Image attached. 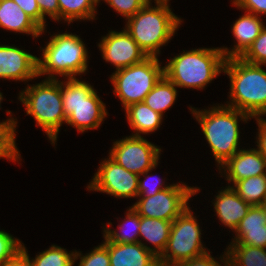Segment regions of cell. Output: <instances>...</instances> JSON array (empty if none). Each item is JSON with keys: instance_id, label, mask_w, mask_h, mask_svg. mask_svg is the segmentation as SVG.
Returning a JSON list of instances; mask_svg holds the SVG:
<instances>
[{"instance_id": "cell-43", "label": "cell", "mask_w": 266, "mask_h": 266, "mask_svg": "<svg viewBox=\"0 0 266 266\" xmlns=\"http://www.w3.org/2000/svg\"><path fill=\"white\" fill-rule=\"evenodd\" d=\"M3 100V97H2V93L0 92V104H1V101ZM1 108V106H0Z\"/></svg>"}, {"instance_id": "cell-27", "label": "cell", "mask_w": 266, "mask_h": 266, "mask_svg": "<svg viewBox=\"0 0 266 266\" xmlns=\"http://www.w3.org/2000/svg\"><path fill=\"white\" fill-rule=\"evenodd\" d=\"M130 225H129V224ZM111 223H108L107 227L104 228V235L103 237L106 238L109 242H114V243H137L139 241V226H140V215L132 208V206L129 208L126 218L124 219L123 223L121 225H118L120 232H116L115 230L110 229ZM133 226V230L129 231V233L125 232L124 226ZM109 226V227H108ZM127 228V227H125ZM131 229V228H130Z\"/></svg>"}, {"instance_id": "cell-3", "label": "cell", "mask_w": 266, "mask_h": 266, "mask_svg": "<svg viewBox=\"0 0 266 266\" xmlns=\"http://www.w3.org/2000/svg\"><path fill=\"white\" fill-rule=\"evenodd\" d=\"M154 3L156 7L148 2L127 19L125 29L147 56L158 57L159 48L170 41L182 20L171 11L168 2Z\"/></svg>"}, {"instance_id": "cell-20", "label": "cell", "mask_w": 266, "mask_h": 266, "mask_svg": "<svg viewBox=\"0 0 266 266\" xmlns=\"http://www.w3.org/2000/svg\"><path fill=\"white\" fill-rule=\"evenodd\" d=\"M0 27L33 38L44 32L13 0H0Z\"/></svg>"}, {"instance_id": "cell-35", "label": "cell", "mask_w": 266, "mask_h": 266, "mask_svg": "<svg viewBox=\"0 0 266 266\" xmlns=\"http://www.w3.org/2000/svg\"><path fill=\"white\" fill-rule=\"evenodd\" d=\"M42 29L45 30V17L41 14L37 0H13Z\"/></svg>"}, {"instance_id": "cell-23", "label": "cell", "mask_w": 266, "mask_h": 266, "mask_svg": "<svg viewBox=\"0 0 266 266\" xmlns=\"http://www.w3.org/2000/svg\"><path fill=\"white\" fill-rule=\"evenodd\" d=\"M221 262L223 266H266V248L230 244Z\"/></svg>"}, {"instance_id": "cell-9", "label": "cell", "mask_w": 266, "mask_h": 266, "mask_svg": "<svg viewBox=\"0 0 266 266\" xmlns=\"http://www.w3.org/2000/svg\"><path fill=\"white\" fill-rule=\"evenodd\" d=\"M196 220L189 206L173 220L166 249L158 258L159 266H176L208 252L202 245Z\"/></svg>"}, {"instance_id": "cell-14", "label": "cell", "mask_w": 266, "mask_h": 266, "mask_svg": "<svg viewBox=\"0 0 266 266\" xmlns=\"http://www.w3.org/2000/svg\"><path fill=\"white\" fill-rule=\"evenodd\" d=\"M38 57L14 46L0 45V78L29 81L38 77Z\"/></svg>"}, {"instance_id": "cell-7", "label": "cell", "mask_w": 266, "mask_h": 266, "mask_svg": "<svg viewBox=\"0 0 266 266\" xmlns=\"http://www.w3.org/2000/svg\"><path fill=\"white\" fill-rule=\"evenodd\" d=\"M67 80L60 82L66 124L82 133L98 128L107 116L105 104L89 83L76 77Z\"/></svg>"}, {"instance_id": "cell-38", "label": "cell", "mask_w": 266, "mask_h": 266, "mask_svg": "<svg viewBox=\"0 0 266 266\" xmlns=\"http://www.w3.org/2000/svg\"><path fill=\"white\" fill-rule=\"evenodd\" d=\"M210 251L202 254L201 256L185 260L176 266H221L210 254Z\"/></svg>"}, {"instance_id": "cell-17", "label": "cell", "mask_w": 266, "mask_h": 266, "mask_svg": "<svg viewBox=\"0 0 266 266\" xmlns=\"http://www.w3.org/2000/svg\"><path fill=\"white\" fill-rule=\"evenodd\" d=\"M231 244L266 248V218L262 205L251 206L235 229Z\"/></svg>"}, {"instance_id": "cell-19", "label": "cell", "mask_w": 266, "mask_h": 266, "mask_svg": "<svg viewBox=\"0 0 266 266\" xmlns=\"http://www.w3.org/2000/svg\"><path fill=\"white\" fill-rule=\"evenodd\" d=\"M213 204L219 220L234 231L251 207L239 197L231 186L221 190Z\"/></svg>"}, {"instance_id": "cell-21", "label": "cell", "mask_w": 266, "mask_h": 266, "mask_svg": "<svg viewBox=\"0 0 266 266\" xmlns=\"http://www.w3.org/2000/svg\"><path fill=\"white\" fill-rule=\"evenodd\" d=\"M172 221L140 216L139 236L154 245L152 252L159 258L166 249Z\"/></svg>"}, {"instance_id": "cell-31", "label": "cell", "mask_w": 266, "mask_h": 266, "mask_svg": "<svg viewBox=\"0 0 266 266\" xmlns=\"http://www.w3.org/2000/svg\"><path fill=\"white\" fill-rule=\"evenodd\" d=\"M80 257L78 266H110L108 248L102 243L85 256L75 251L74 262Z\"/></svg>"}, {"instance_id": "cell-42", "label": "cell", "mask_w": 266, "mask_h": 266, "mask_svg": "<svg viewBox=\"0 0 266 266\" xmlns=\"http://www.w3.org/2000/svg\"><path fill=\"white\" fill-rule=\"evenodd\" d=\"M151 0H149V2H150ZM154 1H156V2H168L169 0H154Z\"/></svg>"}, {"instance_id": "cell-33", "label": "cell", "mask_w": 266, "mask_h": 266, "mask_svg": "<svg viewBox=\"0 0 266 266\" xmlns=\"http://www.w3.org/2000/svg\"><path fill=\"white\" fill-rule=\"evenodd\" d=\"M117 13L129 19L141 10L149 0H104ZM100 2V0H99Z\"/></svg>"}, {"instance_id": "cell-13", "label": "cell", "mask_w": 266, "mask_h": 266, "mask_svg": "<svg viewBox=\"0 0 266 266\" xmlns=\"http://www.w3.org/2000/svg\"><path fill=\"white\" fill-rule=\"evenodd\" d=\"M106 62L116 66V71L143 61L148 56L126 31H110L98 44Z\"/></svg>"}, {"instance_id": "cell-41", "label": "cell", "mask_w": 266, "mask_h": 266, "mask_svg": "<svg viewBox=\"0 0 266 266\" xmlns=\"http://www.w3.org/2000/svg\"><path fill=\"white\" fill-rule=\"evenodd\" d=\"M262 207H263L265 218H266V201L262 204Z\"/></svg>"}, {"instance_id": "cell-15", "label": "cell", "mask_w": 266, "mask_h": 266, "mask_svg": "<svg viewBox=\"0 0 266 266\" xmlns=\"http://www.w3.org/2000/svg\"><path fill=\"white\" fill-rule=\"evenodd\" d=\"M103 243L109 252L110 266H159L152 247L144 243H114L106 238Z\"/></svg>"}, {"instance_id": "cell-37", "label": "cell", "mask_w": 266, "mask_h": 266, "mask_svg": "<svg viewBox=\"0 0 266 266\" xmlns=\"http://www.w3.org/2000/svg\"><path fill=\"white\" fill-rule=\"evenodd\" d=\"M38 7L41 14L46 17L48 15L51 19L59 21V5L58 0H37Z\"/></svg>"}, {"instance_id": "cell-4", "label": "cell", "mask_w": 266, "mask_h": 266, "mask_svg": "<svg viewBox=\"0 0 266 266\" xmlns=\"http://www.w3.org/2000/svg\"><path fill=\"white\" fill-rule=\"evenodd\" d=\"M225 60L221 48L183 50L164 66V75L177 87L201 90L223 72Z\"/></svg>"}, {"instance_id": "cell-12", "label": "cell", "mask_w": 266, "mask_h": 266, "mask_svg": "<svg viewBox=\"0 0 266 266\" xmlns=\"http://www.w3.org/2000/svg\"><path fill=\"white\" fill-rule=\"evenodd\" d=\"M107 159L102 161L87 189L118 198L137 197L139 176L126 170L110 157Z\"/></svg>"}, {"instance_id": "cell-1", "label": "cell", "mask_w": 266, "mask_h": 266, "mask_svg": "<svg viewBox=\"0 0 266 266\" xmlns=\"http://www.w3.org/2000/svg\"><path fill=\"white\" fill-rule=\"evenodd\" d=\"M223 72L230 78L231 102L226 106L251 118L266 115V71L262 65L233 57L225 60Z\"/></svg>"}, {"instance_id": "cell-36", "label": "cell", "mask_w": 266, "mask_h": 266, "mask_svg": "<svg viewBox=\"0 0 266 266\" xmlns=\"http://www.w3.org/2000/svg\"><path fill=\"white\" fill-rule=\"evenodd\" d=\"M233 4L257 16L266 15V0H233Z\"/></svg>"}, {"instance_id": "cell-26", "label": "cell", "mask_w": 266, "mask_h": 266, "mask_svg": "<svg viewBox=\"0 0 266 266\" xmlns=\"http://www.w3.org/2000/svg\"><path fill=\"white\" fill-rule=\"evenodd\" d=\"M99 0H58L59 20L68 21L95 19L96 5Z\"/></svg>"}, {"instance_id": "cell-25", "label": "cell", "mask_w": 266, "mask_h": 266, "mask_svg": "<svg viewBox=\"0 0 266 266\" xmlns=\"http://www.w3.org/2000/svg\"><path fill=\"white\" fill-rule=\"evenodd\" d=\"M232 189L251 206L262 205L266 201V174L239 180Z\"/></svg>"}, {"instance_id": "cell-5", "label": "cell", "mask_w": 266, "mask_h": 266, "mask_svg": "<svg viewBox=\"0 0 266 266\" xmlns=\"http://www.w3.org/2000/svg\"><path fill=\"white\" fill-rule=\"evenodd\" d=\"M42 60L38 58V77L48 74V79H55V74L66 78L85 73L87 70V49L78 35L63 33L51 36L42 50Z\"/></svg>"}, {"instance_id": "cell-40", "label": "cell", "mask_w": 266, "mask_h": 266, "mask_svg": "<svg viewBox=\"0 0 266 266\" xmlns=\"http://www.w3.org/2000/svg\"><path fill=\"white\" fill-rule=\"evenodd\" d=\"M2 266H32L25 245H22V250L14 258L8 260Z\"/></svg>"}, {"instance_id": "cell-2", "label": "cell", "mask_w": 266, "mask_h": 266, "mask_svg": "<svg viewBox=\"0 0 266 266\" xmlns=\"http://www.w3.org/2000/svg\"><path fill=\"white\" fill-rule=\"evenodd\" d=\"M190 108L200 123L217 164L222 166L240 150L238 148L240 137L238 119L241 118L246 123L251 117L226 105H218L209 110L204 109V111Z\"/></svg>"}, {"instance_id": "cell-29", "label": "cell", "mask_w": 266, "mask_h": 266, "mask_svg": "<svg viewBox=\"0 0 266 266\" xmlns=\"http://www.w3.org/2000/svg\"><path fill=\"white\" fill-rule=\"evenodd\" d=\"M75 252L66 251L60 246L52 245L48 250L40 252L30 260L32 266H73Z\"/></svg>"}, {"instance_id": "cell-28", "label": "cell", "mask_w": 266, "mask_h": 266, "mask_svg": "<svg viewBox=\"0 0 266 266\" xmlns=\"http://www.w3.org/2000/svg\"><path fill=\"white\" fill-rule=\"evenodd\" d=\"M16 125L17 121L14 118L0 122V158L14 162L20 160V154L15 144Z\"/></svg>"}, {"instance_id": "cell-39", "label": "cell", "mask_w": 266, "mask_h": 266, "mask_svg": "<svg viewBox=\"0 0 266 266\" xmlns=\"http://www.w3.org/2000/svg\"><path fill=\"white\" fill-rule=\"evenodd\" d=\"M255 119L259 128L257 137V149L266 160V120L261 117H256Z\"/></svg>"}, {"instance_id": "cell-24", "label": "cell", "mask_w": 266, "mask_h": 266, "mask_svg": "<svg viewBox=\"0 0 266 266\" xmlns=\"http://www.w3.org/2000/svg\"><path fill=\"white\" fill-rule=\"evenodd\" d=\"M165 75L154 85L153 89L144 98V103L147 104L153 111L164 115V111L169 109L176 100L177 90Z\"/></svg>"}, {"instance_id": "cell-32", "label": "cell", "mask_w": 266, "mask_h": 266, "mask_svg": "<svg viewBox=\"0 0 266 266\" xmlns=\"http://www.w3.org/2000/svg\"><path fill=\"white\" fill-rule=\"evenodd\" d=\"M21 241L0 230V266L14 258L22 250Z\"/></svg>"}, {"instance_id": "cell-16", "label": "cell", "mask_w": 266, "mask_h": 266, "mask_svg": "<svg viewBox=\"0 0 266 266\" xmlns=\"http://www.w3.org/2000/svg\"><path fill=\"white\" fill-rule=\"evenodd\" d=\"M220 168L224 169L226 179L235 183L252 176L266 174V160L258 149H241L222 166H219Z\"/></svg>"}, {"instance_id": "cell-18", "label": "cell", "mask_w": 266, "mask_h": 266, "mask_svg": "<svg viewBox=\"0 0 266 266\" xmlns=\"http://www.w3.org/2000/svg\"><path fill=\"white\" fill-rule=\"evenodd\" d=\"M264 24L257 15L246 12L242 15L232 27V33L237 41L232 50L221 48L226 59L241 57L259 36Z\"/></svg>"}, {"instance_id": "cell-22", "label": "cell", "mask_w": 266, "mask_h": 266, "mask_svg": "<svg viewBox=\"0 0 266 266\" xmlns=\"http://www.w3.org/2000/svg\"><path fill=\"white\" fill-rule=\"evenodd\" d=\"M130 127L136 131L134 136H141L156 131L162 121V115L153 111L144 102L134 103L125 108Z\"/></svg>"}, {"instance_id": "cell-30", "label": "cell", "mask_w": 266, "mask_h": 266, "mask_svg": "<svg viewBox=\"0 0 266 266\" xmlns=\"http://www.w3.org/2000/svg\"><path fill=\"white\" fill-rule=\"evenodd\" d=\"M245 62L266 65V27L264 26L259 36L255 39L247 51L240 57Z\"/></svg>"}, {"instance_id": "cell-8", "label": "cell", "mask_w": 266, "mask_h": 266, "mask_svg": "<svg viewBox=\"0 0 266 266\" xmlns=\"http://www.w3.org/2000/svg\"><path fill=\"white\" fill-rule=\"evenodd\" d=\"M164 75L159 59L148 56L143 61L119 69L111 75L114 93L121 100L124 109L134 103L143 102L146 95Z\"/></svg>"}, {"instance_id": "cell-11", "label": "cell", "mask_w": 266, "mask_h": 266, "mask_svg": "<svg viewBox=\"0 0 266 266\" xmlns=\"http://www.w3.org/2000/svg\"><path fill=\"white\" fill-rule=\"evenodd\" d=\"M161 149L142 136L131 135L114 142L109 156L126 170L141 176L159 160Z\"/></svg>"}, {"instance_id": "cell-10", "label": "cell", "mask_w": 266, "mask_h": 266, "mask_svg": "<svg viewBox=\"0 0 266 266\" xmlns=\"http://www.w3.org/2000/svg\"><path fill=\"white\" fill-rule=\"evenodd\" d=\"M200 190L186 184H172L171 187L154 196H139L141 199L132 208L143 217L172 221L187 207L188 200Z\"/></svg>"}, {"instance_id": "cell-6", "label": "cell", "mask_w": 266, "mask_h": 266, "mask_svg": "<svg viewBox=\"0 0 266 266\" xmlns=\"http://www.w3.org/2000/svg\"><path fill=\"white\" fill-rule=\"evenodd\" d=\"M19 99L26 106L27 115L35 118L37 125L43 128L54 145L62 123L67 121L57 78H47L41 83L28 86L20 93Z\"/></svg>"}, {"instance_id": "cell-34", "label": "cell", "mask_w": 266, "mask_h": 266, "mask_svg": "<svg viewBox=\"0 0 266 266\" xmlns=\"http://www.w3.org/2000/svg\"><path fill=\"white\" fill-rule=\"evenodd\" d=\"M158 165V163L151 169L145 171L143 174L141 175H145V179L144 180H140V176H139V182H138V196H154L156 193L162 191V190H165L169 187L172 186L171 185H165V186H162L164 182H162V180H159L157 178V180L153 179V183L155 182V184H152L149 182V175H148V172L153 170L154 168H156V166ZM147 176V178H146ZM148 180V181H147ZM157 184V185H156Z\"/></svg>"}]
</instances>
